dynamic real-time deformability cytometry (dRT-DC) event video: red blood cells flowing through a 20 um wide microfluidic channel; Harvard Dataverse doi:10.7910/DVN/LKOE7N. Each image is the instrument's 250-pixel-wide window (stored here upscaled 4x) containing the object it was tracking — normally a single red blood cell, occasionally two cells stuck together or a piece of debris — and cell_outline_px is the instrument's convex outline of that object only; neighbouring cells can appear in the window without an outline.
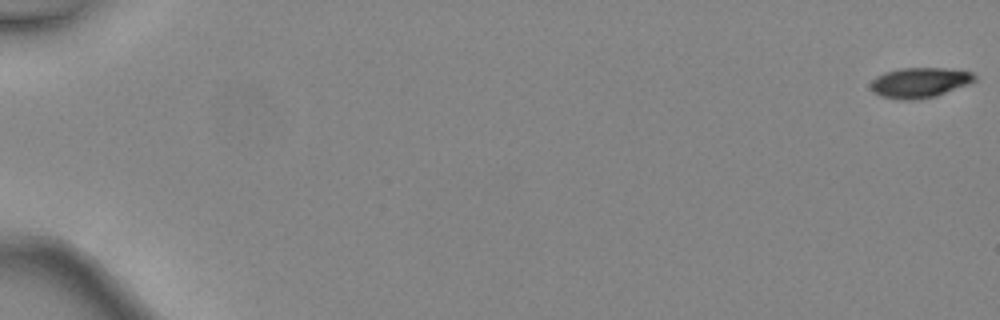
{"species": "common noctule bat (a hibernating species)", "species_latin": "Nyctalus noctula", "temperature_condition": "warm", "stored_images_in_passage": 48, "camera_frame_rate_fps": 3000, "um_per_image_px": 0.085, "animal": {"sex": "female", "body_mass_g": 24.6, "forearm_length_mm": 56.2}, "frame": {"image": 1, "passage_image": 1, "time_ms": 0.0, "image_size_px": [1000, 320], "cell_outline_px": [[976, 80], [968, 84], [936, 96], [916, 100], [896, 100], [880, 96], [872, 92], [872, 80], [876, 76], [884, 72], [900, 68], [944, 68], [972, 72], [976, 76]], "centroid_in_image_um": [78.15, 7.03], "position_along_channel_um": 6.9, "area_um2": 18.38}}
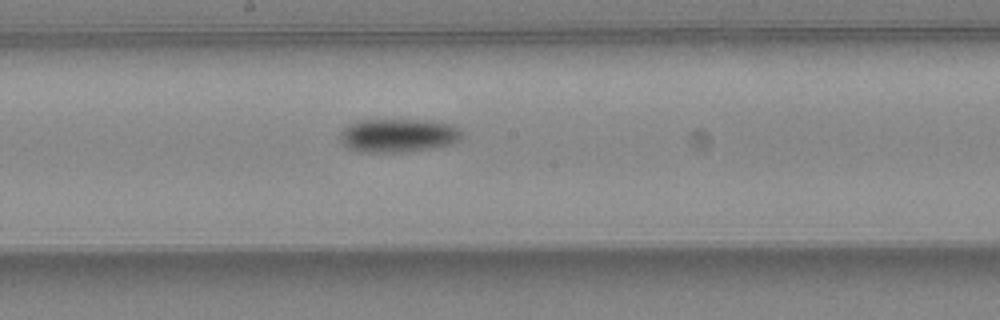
{"frame": {"image": 2, "passage_image": 28, "time_ms": 9.0, "image_size_px": [1000, 320], "cell_outline_px": [[464, 136], [460, 140], [452, 144], [432, 148], [400, 152], [360, 152], [348, 148], [340, 140], [340, 132], [348, 124], [360, 120], [428, 120], [452, 124]], "centroid_in_image_um": [33.84, 11.51], "position_along_channel_um": 214.4, "area_um2": 23.87}}
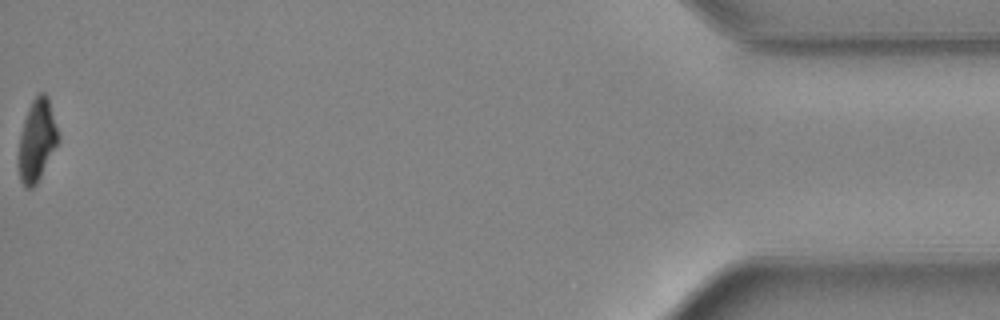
{"frame": {"image": 3, "passage_image": 48, "time_ms": 15.667, "image_size_px": [1000, 320], "cell_outline_px": [[60, 140], [36, 184], [32, 188], [28, 188], [20, 180], [20, 132], [28, 108], [32, 100], [40, 92], [44, 92], [48, 96], [60, 136]], "centroid_in_image_um": [3.18, 11.87], "position_along_channel_um": 432.0, "area_um2": 18.61}, "authors_computed_cell_mechanics": {"area_um2": 20.8947, "velocity_mm_per_s": 4.5563, "shape_relaxation_time_tau1_ms": 3.0936, "shape_relaxation_time_tau2_ms": null, "deformation_change_tau1": 0.1239, "deformation_change_tau2": null}}